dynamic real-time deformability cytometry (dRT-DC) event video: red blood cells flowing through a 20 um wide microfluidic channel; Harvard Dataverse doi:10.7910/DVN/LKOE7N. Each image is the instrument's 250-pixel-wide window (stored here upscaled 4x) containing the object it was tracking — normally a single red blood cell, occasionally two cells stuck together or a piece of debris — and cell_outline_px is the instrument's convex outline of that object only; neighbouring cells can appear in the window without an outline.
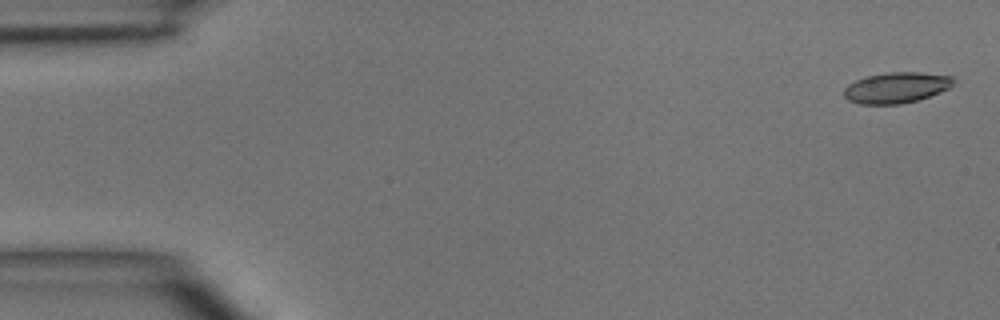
{"species": "common noctule bat (a hibernating species)", "species_latin": "Nyctalus noctula", "temperature_condition": "room temperature", "stored_images_in_passage": 4, "segment_of_instrument_passage": [2, 2], "camera_frame_rate_fps": 3000, "um_per_image_px": 0.085, "animal": {"sex": "male", "body_mass_g": 15.6}, "frame": {"image": 1, "passage_image": 4, "time_ms": 3.667, "image_size_px": [1000, 320], "cell_outline_px": [[956, 80], [948, 88], [940, 92], [916, 100], [900, 104], [860, 104], [848, 100], [844, 96], [844, 88], [848, 84], [856, 80], [868, 76], [888, 72], [916, 72], [952, 76]], "centroid_in_image_um": [76.17, 7.45], "position_along_channel_um": 8.8, "area_um2": 19.48}}